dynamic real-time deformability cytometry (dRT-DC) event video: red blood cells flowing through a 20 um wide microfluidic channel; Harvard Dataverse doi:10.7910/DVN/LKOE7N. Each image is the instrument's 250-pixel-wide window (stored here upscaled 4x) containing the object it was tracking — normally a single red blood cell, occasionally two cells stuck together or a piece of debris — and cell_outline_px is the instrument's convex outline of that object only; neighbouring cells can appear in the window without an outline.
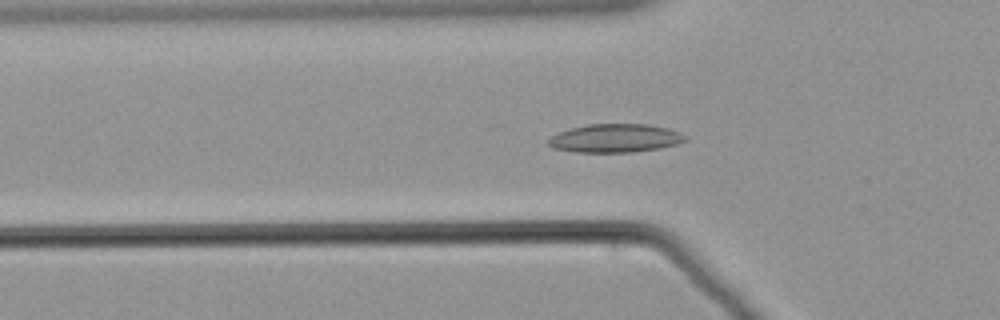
{"species": "common noctule bat (a hibernating species)", "species_latin": "Nyctalus noctula", "temperature_condition": "warm", "stored_images_in_passage": 50, "camera_frame_rate_fps": 3000, "um_per_image_px": 0.085, "animal": {"sex": "male", "body_mass_g": 21.5, "forearm_length_mm": 52.0}, "frame": {"image": 1, "passage_image": 10, "time_ms": 3.0, "image_size_px": [1000, 320], "cell_outline_px": [[688, 140], [680, 144], [660, 148], [632, 152], [576, 152], [552, 148], [548, 144], [548, 140], [552, 136], [560, 132], [572, 128], [588, 124], [648, 124], [668, 128], [680, 132], [688, 136]], "centroid_in_image_um": [52.36, 11.75], "position_along_channel_um": 73.4, "area_um2": 22.83}}
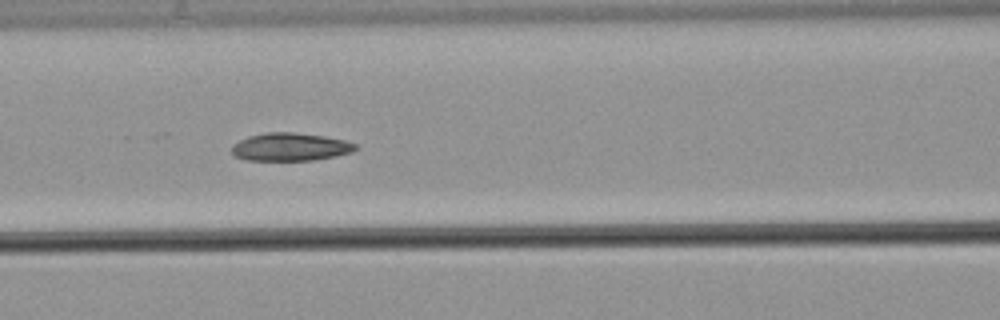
{"frame": {"image": 2, "passage_image": 16, "time_ms": 5.0, "image_size_px": [1000, 320], "cell_outline_px": [[356, 148], [352, 152], [336, 156], [316, 160], [248, 160], [232, 156], [232, 144], [248, 136], [268, 132], [292, 132], [324, 136], [344, 140], [356, 144]], "centroid_in_image_um": [24.65, 12.49], "position_along_channel_um": 142.0, "area_um2": 20.17}}
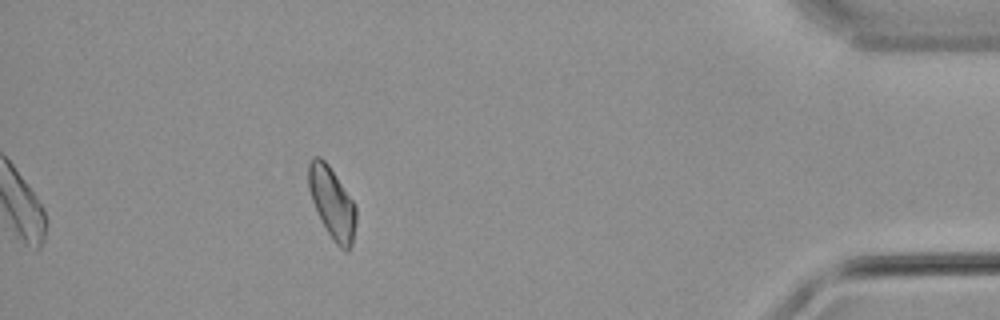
{"frame": {"image": 3, "passage_image": 44, "time_ms": 14.333, "image_size_px": [1000, 320], "cell_outline_px": [[356, 224], [352, 244], [348, 252], [344, 252], [332, 240], [312, 200], [308, 188], [308, 164], [316, 156], [320, 156], [328, 164], [356, 204]], "centroid_in_image_um": [28.25, 17.26], "position_along_channel_um": 406.9, "area_um2": 19.71}}